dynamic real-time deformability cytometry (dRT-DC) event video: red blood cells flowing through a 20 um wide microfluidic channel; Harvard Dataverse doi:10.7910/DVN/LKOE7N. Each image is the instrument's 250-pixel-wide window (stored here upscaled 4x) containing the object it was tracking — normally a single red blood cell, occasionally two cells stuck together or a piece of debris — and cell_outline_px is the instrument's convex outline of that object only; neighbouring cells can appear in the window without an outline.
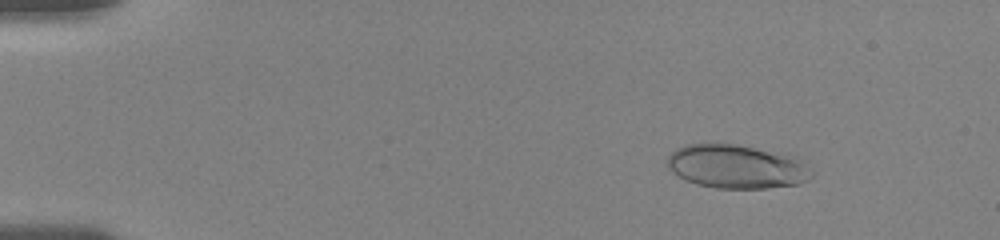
{"species": "human", "species_latin": "Homo sapiens", "temperature_condition": "room temperature", "stored_images_in_passage": 60, "camera_frame_rate_fps": 3000, "um_per_image_px": 0.085, "donor": {"sex": "female"}, "frame": {"image": 1, "passage_image": 14, "time_ms": 2.333, "image_size_px": [1000, 240], "cell_outline_px": [[816, 172], [808, 180], [800, 184], [764, 188], [716, 188], [696, 184], [684, 180], [672, 172], [664, 164], [668, 156], [676, 148], [684, 144], [716, 140], [752, 148], [780, 156], [792, 160]], "centroid_in_image_um": [62.41, 14.15], "position_along_channel_um": 22.6, "area_um2": 36.53}}
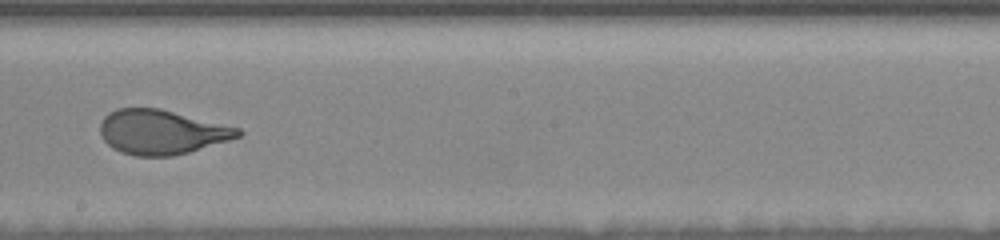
{"frame": {"image": 2, "passage_image": 42, "time_ms": 10.667, "image_size_px": [1000, 240], "cell_outline_px": [[244, 132], [240, 136], [228, 140], [188, 152], [172, 156], [136, 156], [120, 152], [112, 148], [100, 136], [100, 124], [104, 116], [108, 112], [116, 108], [160, 108], [240, 128]], "centroid_in_image_um": [13.7, 11.22], "position_along_channel_um": 234.5, "area_um2": 35.78}}
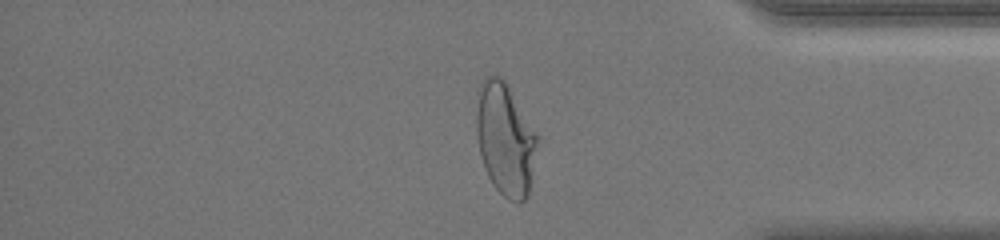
{"frame": {"image": 3, "passage_image": 54, "time_ms": 15.333, "image_size_px": [1000, 240], "cell_outline_px": [[540, 140], [528, 196], [524, 200], [508, 200], [492, 184], [488, 176], [480, 152], [476, 132], [476, 112], [480, 84], [492, 72], [500, 76], [508, 84], [540, 136]], "centroid_in_image_um": [42.99, 11.79], "position_along_channel_um": 392.2, "area_um2": 40.46}, "authors_computed_cell_mechanics": {"area_um2": 36.5585, "velocity_mm_per_s": 3.6937, "shape_relaxation_time_tau1_ms": 3.4801, "shape_relaxation_time_tau2_ms": null, "deformation_change_tau1": 0.1779, "deformation_change_tau2": null}}